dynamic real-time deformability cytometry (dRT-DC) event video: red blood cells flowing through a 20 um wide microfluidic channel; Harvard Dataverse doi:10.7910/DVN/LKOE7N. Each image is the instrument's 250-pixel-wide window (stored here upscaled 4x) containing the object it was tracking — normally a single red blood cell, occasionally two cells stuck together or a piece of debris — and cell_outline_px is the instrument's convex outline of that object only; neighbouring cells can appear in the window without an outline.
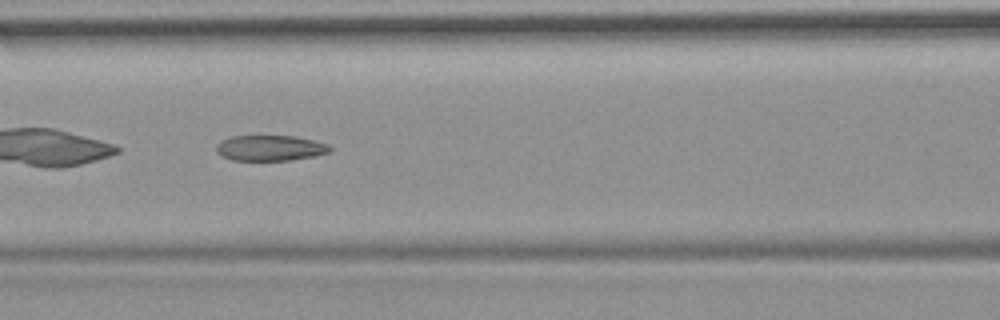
{"species": "common noctule bat (a hibernating species)", "species_latin": "Nyctalus noctula", "temperature_condition": "room temperature", "stored_images_in_passage": 55, "camera_frame_rate_fps": 3000, "um_per_image_px": 0.085, "animal": {"sex": "female", "body_mass_g": 19.9}, "frame": {"image": 1, "passage_image": 24, "time_ms": 7.667, "image_size_px": [1000, 320], "cell_outline_px": [[332, 152], [316, 156], [288, 160], [232, 160], [216, 152], [216, 144], [220, 140], [232, 136], [296, 136], [328, 144], [332, 148]], "centroid_in_image_um": [22.98, 12.58], "position_along_channel_um": 143.6, "area_um2": 16.99}}
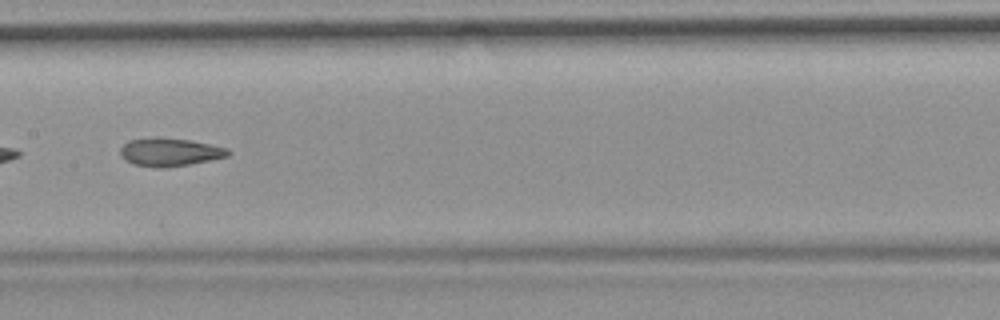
{"frame": {"image": 2, "passage_image": 28, "time_ms": 9.0, "image_size_px": [1000, 320], "cell_outline_px": [[232, 152], [228, 156], [188, 164], [164, 168], [156, 168], [132, 164], [124, 160], [120, 156], [120, 148], [128, 140], [156, 136], [160, 136], [188, 140], [228, 148]], "centroid_in_image_um": [14.37, 12.92], "position_along_channel_um": 193.0, "area_um2": 17.86}, "authors_computed_cell_mechanics": {"area_um2": 18.496, "velocity_mm_per_s": 3.7186, "shape_relaxation_time_tau1_ms": null, "shape_relaxation_time_tau2_ms": 2.5516, "deformation_change_tau1": null, "deformation_change_tau2": 0.0973}}